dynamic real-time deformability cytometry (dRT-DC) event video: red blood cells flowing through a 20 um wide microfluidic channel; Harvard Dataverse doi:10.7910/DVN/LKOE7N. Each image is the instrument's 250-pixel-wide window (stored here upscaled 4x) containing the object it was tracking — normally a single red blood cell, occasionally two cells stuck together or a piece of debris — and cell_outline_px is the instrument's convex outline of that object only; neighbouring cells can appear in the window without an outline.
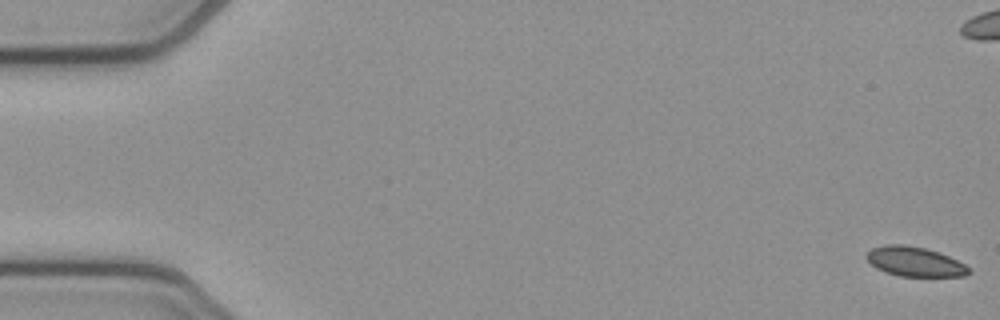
{"species": "common noctule bat (a hibernating species)", "species_latin": "Nyctalus noctula", "temperature_condition": "cold", "stored_images_in_passage": 55, "camera_frame_rate_fps": 3000, "um_per_image_px": 0.085, "animal": {"sex": "female", "body_mass_g": 21.9}, "frame": {"image": 1, "passage_image": 1, "time_ms": 0.0, "image_size_px": [1000, 320], "cell_outline_px": [[972, 272], [964, 276], [900, 276], [884, 272], [876, 268], [864, 256], [872, 248], [884, 244], [904, 244], [924, 248], [940, 252], [972, 268]], "centroid_in_image_um": [77.76, 22.24], "position_along_channel_um": 7.2, "area_um2": 17.74}}
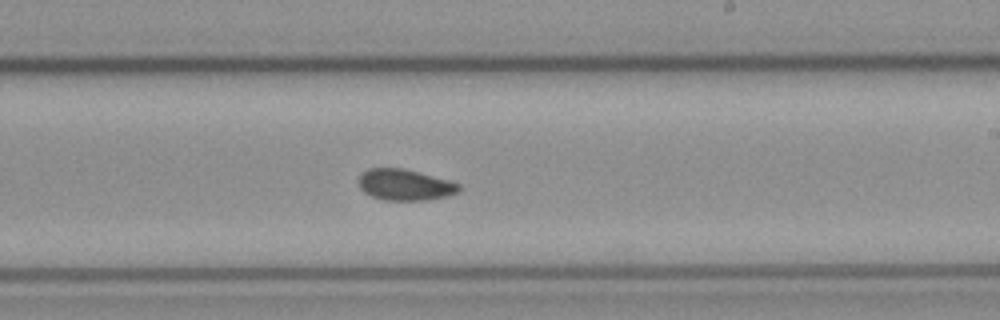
{"frame": {"image": 2, "passage_image": 32, "time_ms": 10.333, "image_size_px": [1000, 320], "cell_outline_px": [[460, 192], [428, 200], [384, 200], [372, 196], [364, 192], [360, 188], [360, 176], [368, 168], [404, 168], [448, 180], [460, 184]], "centroid_in_image_um": [34.43, 15.71], "position_along_channel_um": 254.6, "area_um2": 18.03}}
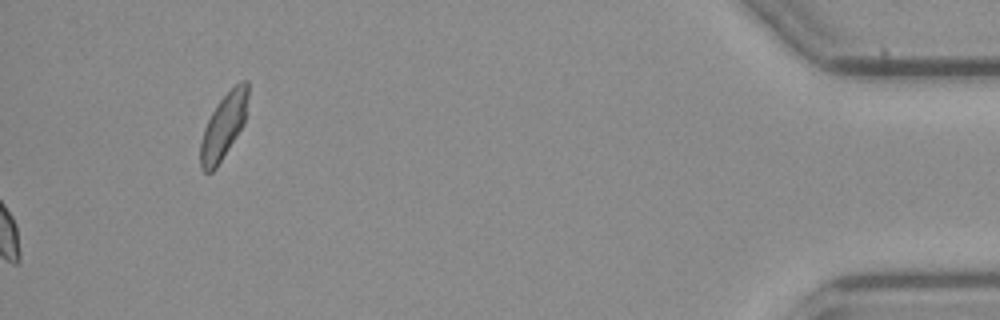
{"frame": {"image": 3, "passage_image": 55, "time_ms": 18.0, "image_size_px": [1000, 320], "cell_outline_px": [[248, 96], [244, 124], [216, 168], [212, 172], [204, 172], [200, 168], [200, 144], [204, 128], [216, 104], [240, 80], [248, 80]], "centroid_in_image_um": [19.0, 10.73], "position_along_channel_um": 416.2, "area_um2": 17.92}, "authors_computed_cell_mechanics": {"area_um2": 18.207, "velocity_mm_per_s": 3.838, "shape_relaxation_time_tau1_ms": 9.734, "shape_relaxation_time_tau2_ms": 0.9547, "deformation_change_tau1": 0.1184, "deformation_change_tau2": 0.0559}}